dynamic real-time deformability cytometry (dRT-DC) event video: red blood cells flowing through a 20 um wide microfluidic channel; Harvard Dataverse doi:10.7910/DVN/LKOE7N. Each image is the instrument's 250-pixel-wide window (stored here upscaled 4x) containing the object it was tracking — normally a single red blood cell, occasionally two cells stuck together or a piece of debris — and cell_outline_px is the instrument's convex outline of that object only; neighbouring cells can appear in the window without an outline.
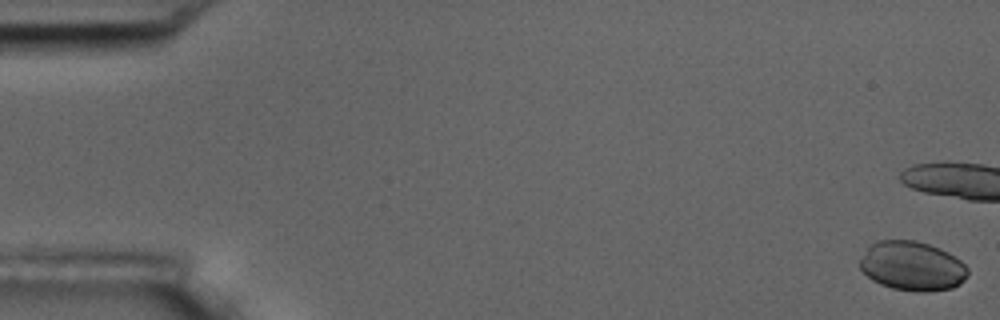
{"species": "common noctule bat (a hibernating species)", "species_latin": "Nyctalus noctula", "temperature_condition": "room temperature", "stored_images_in_passage": 15, "camera_frame_rate_fps": 3000, "um_per_image_px": 0.085, "animal": {"sex": "male", "body_mass_g": 17.5, "forearm_length_mm": 52.3}, "frame": {"image": 1, "passage_image": 1, "time_ms": 0.0, "image_size_px": [1000, 320], "cell_outline_px": [[968, 276], [960, 284], [952, 288], [928, 292], [916, 292], [892, 288], [880, 284], [872, 280], [860, 268], [860, 260], [868, 248], [872, 244], [880, 240], [916, 240], [940, 248], [948, 252], [960, 260], [968, 268]], "centroid_in_image_um": [77.57, 22.62], "position_along_channel_um": 7.4, "area_um2": 31.04}}